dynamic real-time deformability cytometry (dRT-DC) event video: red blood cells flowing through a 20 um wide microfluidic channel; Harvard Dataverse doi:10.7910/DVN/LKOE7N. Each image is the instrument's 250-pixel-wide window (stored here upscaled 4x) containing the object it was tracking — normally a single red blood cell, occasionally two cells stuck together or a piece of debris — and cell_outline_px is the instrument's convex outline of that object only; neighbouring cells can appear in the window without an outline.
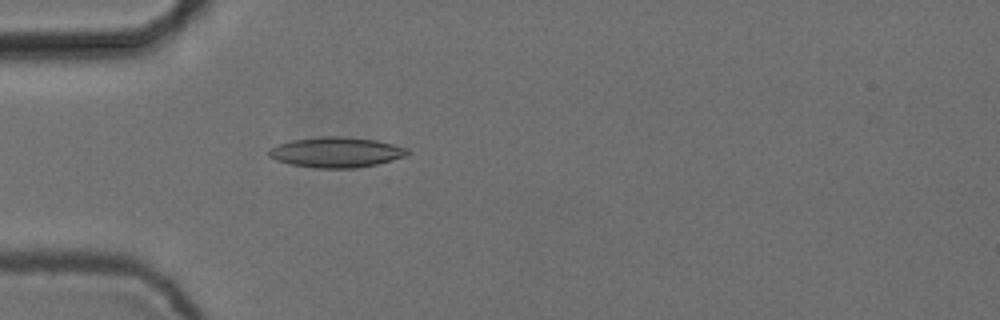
{"species": "common noctule bat (a hibernating species)", "species_latin": "Nyctalus noctula", "temperature_condition": "cold", "stored_images_in_passage": 3, "camera_frame_rate_fps": 3000, "um_per_image_px": 0.085, "animal": {"sex": "female", "body_mass_g": 24.6, "forearm_length_mm": 56.2}, "frame": {"image": 1, "passage_image": 3, "time_ms": 0.667, "image_size_px": [1000, 320], "cell_outline_px": [[412, 152], [408, 156], [376, 164], [356, 168], [316, 168], [292, 164], [276, 160], [268, 156], [268, 148], [292, 140], [320, 136], [340, 136], [376, 140], [408, 148]], "centroid_in_image_um": [28.6, 12.94], "position_along_channel_um": 56.4, "area_um2": 24.57}}